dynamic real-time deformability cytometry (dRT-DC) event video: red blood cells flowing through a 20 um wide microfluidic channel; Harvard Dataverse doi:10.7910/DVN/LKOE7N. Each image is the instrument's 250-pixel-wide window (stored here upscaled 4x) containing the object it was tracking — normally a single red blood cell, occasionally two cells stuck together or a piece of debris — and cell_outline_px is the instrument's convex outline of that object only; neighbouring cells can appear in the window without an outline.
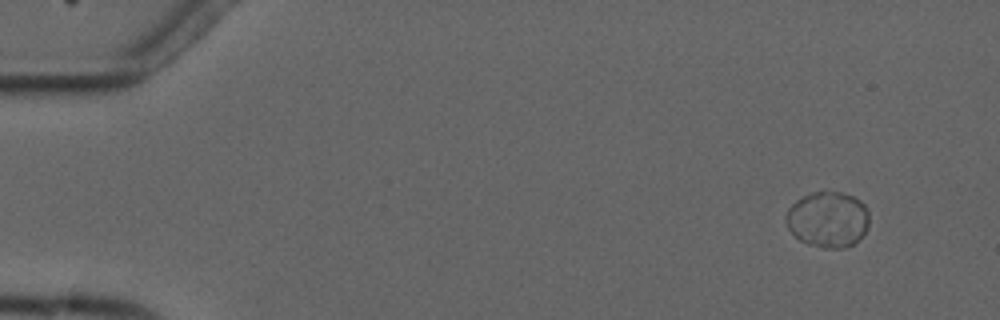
{"species": "common noctule bat (a hibernating species)", "species_latin": "Nyctalus noctula", "temperature_condition": "cold", "stored_images_in_passage": 3, "camera_frame_rate_fps": 3000, "um_per_image_px": 0.085, "animal": {"sex": "male", "forearm_length_mm": 52.5}, "frame": {"image": 1, "passage_image": 1, "time_ms": 0.0, "image_size_px": [1000, 320], "cell_outline_px": [[868, 228], [852, 244], [844, 248], [824, 248], [808, 244], [800, 240], [788, 228], [784, 220], [784, 216], [788, 208], [796, 200], [812, 192], [840, 192], [852, 196], [860, 200], [864, 204], [868, 212]], "centroid_in_image_um": [70.34, 18.65], "position_along_channel_um": 14.7, "area_um2": 26.99}}